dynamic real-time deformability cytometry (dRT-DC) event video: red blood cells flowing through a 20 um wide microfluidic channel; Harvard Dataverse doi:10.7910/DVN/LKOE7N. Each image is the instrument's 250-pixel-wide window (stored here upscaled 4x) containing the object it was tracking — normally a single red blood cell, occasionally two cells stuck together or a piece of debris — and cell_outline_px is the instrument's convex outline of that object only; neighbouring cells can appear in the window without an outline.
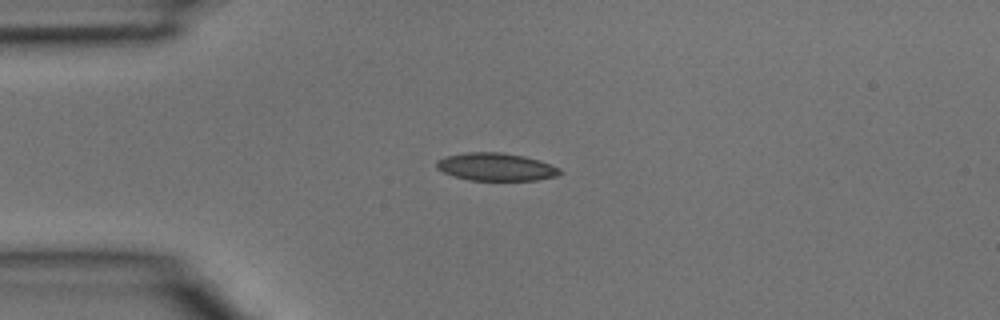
{"species": "common noctule bat (a hibernating species)", "species_latin": "Nyctalus noctula", "temperature_condition": "room temperature", "stored_images_in_passage": 4, "camera_frame_rate_fps": 3000, "um_per_image_px": 0.085, "animal": {"sex": "male", "body_mass_g": 15.6}, "frame": {"image": 1, "passage_image": 3, "time_ms": 0.667, "image_size_px": [1000, 320], "cell_outline_px": [[564, 172], [556, 176], [536, 180], [468, 180], [444, 172], [436, 168], [436, 160], [448, 156], [468, 152], [500, 152], [524, 156], [552, 164], [560, 168]], "centroid_in_image_um": [42.19, 14.18], "position_along_channel_um": 42.8, "area_um2": 19.88}}